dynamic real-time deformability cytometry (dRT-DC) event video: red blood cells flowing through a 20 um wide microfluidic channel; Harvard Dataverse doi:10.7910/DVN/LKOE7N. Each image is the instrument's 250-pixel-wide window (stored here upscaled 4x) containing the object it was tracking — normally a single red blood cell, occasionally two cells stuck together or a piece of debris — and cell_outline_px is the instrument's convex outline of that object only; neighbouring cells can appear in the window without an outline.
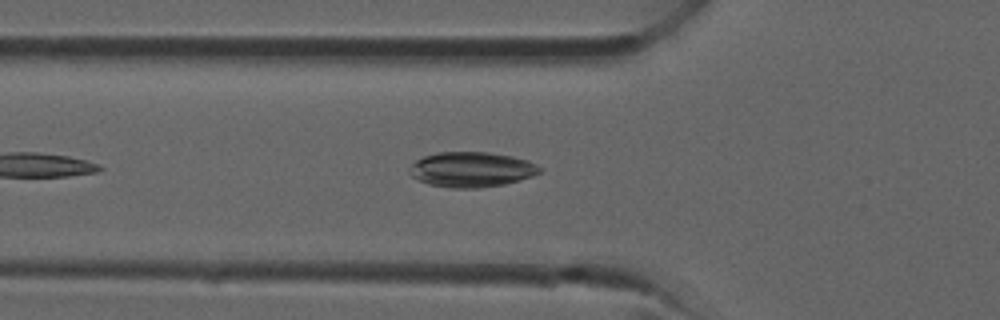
{"species": "common noctule bat (a hibernating species)", "species_latin": "Nyctalus noctula", "temperature_condition": "room temperature", "stored_images_in_passage": 6, "camera_frame_rate_fps": 3000, "um_per_image_px": 0.085, "animal": {"sex": "male", "forearm_length_mm": 52.5}, "frame": {"image": 1, "passage_image": 4, "time_ms": 1.0, "image_size_px": [1000, 320], "cell_outline_px": [[540, 172], [532, 176], [504, 184], [476, 188], [452, 188], [428, 184], [412, 176], [408, 172], [408, 168], [416, 160], [424, 156], [436, 152], [488, 152], [512, 156], [528, 160], [536, 164], [540, 168]], "centroid_in_image_um": [40.05, 14.4], "position_along_channel_um": 85.8, "area_um2": 26.59}}